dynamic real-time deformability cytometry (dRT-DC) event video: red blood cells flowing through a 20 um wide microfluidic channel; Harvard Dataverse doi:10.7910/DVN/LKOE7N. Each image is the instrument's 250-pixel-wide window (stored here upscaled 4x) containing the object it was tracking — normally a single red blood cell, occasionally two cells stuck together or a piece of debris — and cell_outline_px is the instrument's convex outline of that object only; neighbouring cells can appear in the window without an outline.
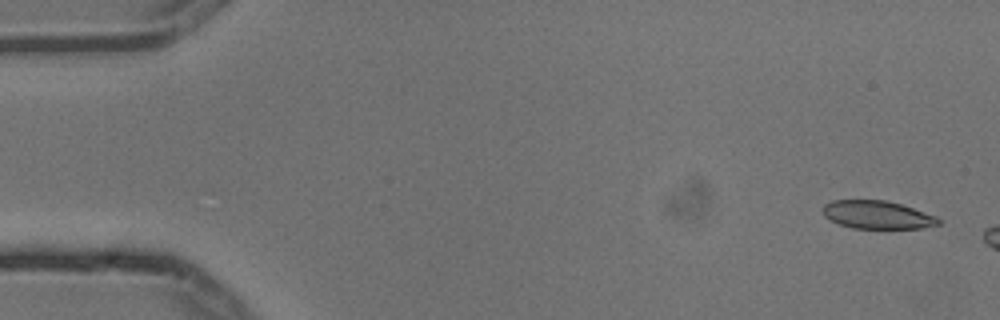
{"species": "common noctule bat (a hibernating species)", "species_latin": "Nyctalus noctula", "temperature_condition": "cold", "stored_images_in_passage": 3, "camera_frame_rate_fps": 3000, "um_per_image_px": 0.085, "animal": {"sex": "male", "body_mass_g": 13.3}, "frame": {"image": 1, "passage_image": 1, "time_ms": 0.0, "image_size_px": [1000, 320], "cell_outline_px": [[940, 224], [924, 228], [852, 228], [840, 224], [824, 216], [824, 204], [832, 200], [884, 200], [900, 204], [936, 216], [940, 220]], "centroid_in_image_um": [74.57, 18.26], "position_along_channel_um": 10.4, "area_um2": 18.67}}